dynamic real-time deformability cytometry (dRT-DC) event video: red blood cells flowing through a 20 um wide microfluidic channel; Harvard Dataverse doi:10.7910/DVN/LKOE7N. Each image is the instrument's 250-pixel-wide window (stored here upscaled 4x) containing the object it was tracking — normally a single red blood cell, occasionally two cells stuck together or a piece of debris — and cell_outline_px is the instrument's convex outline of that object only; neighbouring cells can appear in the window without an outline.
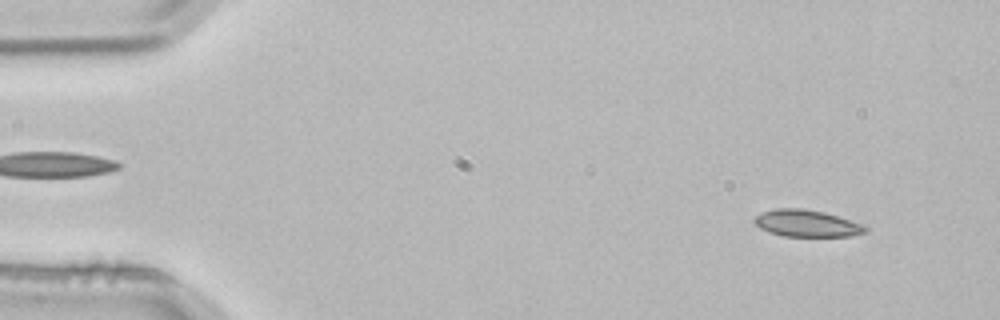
{"species": "common noctule bat (a hibernating species)", "species_latin": "Nyctalus noctula", "temperature_condition": "room temperature", "stored_images_in_passage": 49, "camera_frame_rate_fps": 3000, "um_per_image_px": 0.085, "animal": {"sex": "male", "body_mass_g": 21.5, "forearm_length_mm": 52.0}, "frame": {"image": 1, "passage_image": 1, "time_ms": 0.0, "image_size_px": [1000, 320], "cell_outline_px": [[868, 232], [852, 236], [784, 236], [768, 232], [760, 228], [752, 220], [760, 212], [776, 208], [804, 208], [824, 212], [864, 224], [868, 228]], "centroid_in_image_um": [68.58, 18.98], "position_along_channel_um": 16.4, "area_um2": 17.57}}
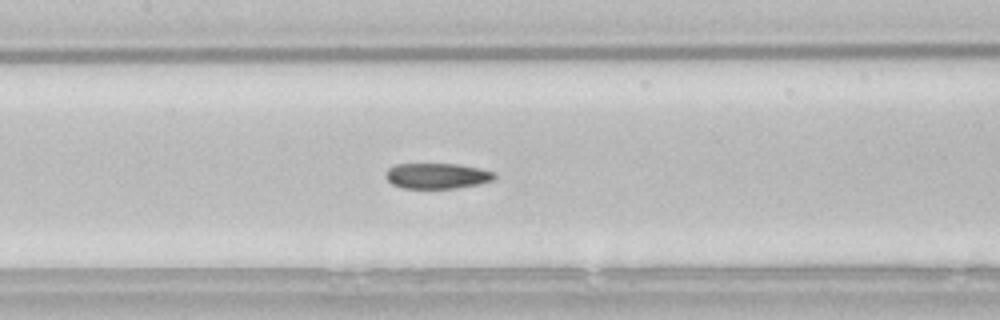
{"frame": {"image": 2, "passage_image": 21, "time_ms": 6.667, "image_size_px": [1000, 320], "cell_outline_px": [[496, 176], [492, 180], [480, 184], [456, 188], [404, 188], [392, 184], [388, 180], [388, 168], [396, 164], [456, 164], [480, 168], [496, 172]], "centroid_in_image_um": [37.21, 14.95], "position_along_channel_um": 170.2, "area_um2": 16.07}}
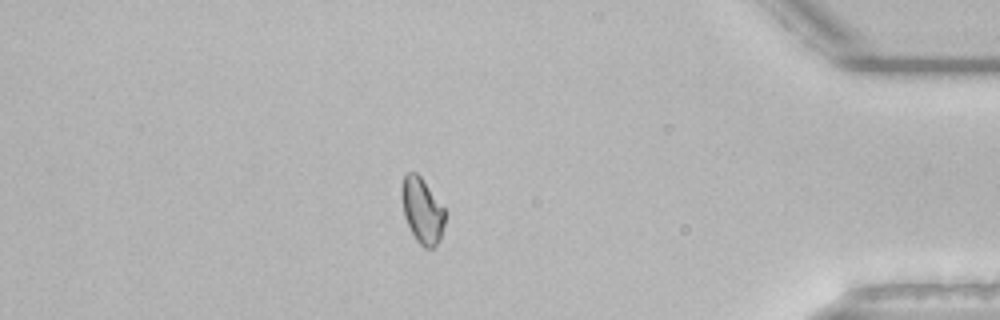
{"frame": {"image": 3, "passage_image": 42, "time_ms": 13.667, "image_size_px": [1000, 320], "cell_outline_px": [[444, 224], [440, 240], [432, 248], [424, 248], [416, 240], [404, 216], [400, 192], [400, 188], [404, 176], [408, 172], [416, 172], [420, 176], [444, 208]], "centroid_in_image_um": [35.86, 17.89], "position_along_channel_um": 399.3, "area_um2": 16.36}}